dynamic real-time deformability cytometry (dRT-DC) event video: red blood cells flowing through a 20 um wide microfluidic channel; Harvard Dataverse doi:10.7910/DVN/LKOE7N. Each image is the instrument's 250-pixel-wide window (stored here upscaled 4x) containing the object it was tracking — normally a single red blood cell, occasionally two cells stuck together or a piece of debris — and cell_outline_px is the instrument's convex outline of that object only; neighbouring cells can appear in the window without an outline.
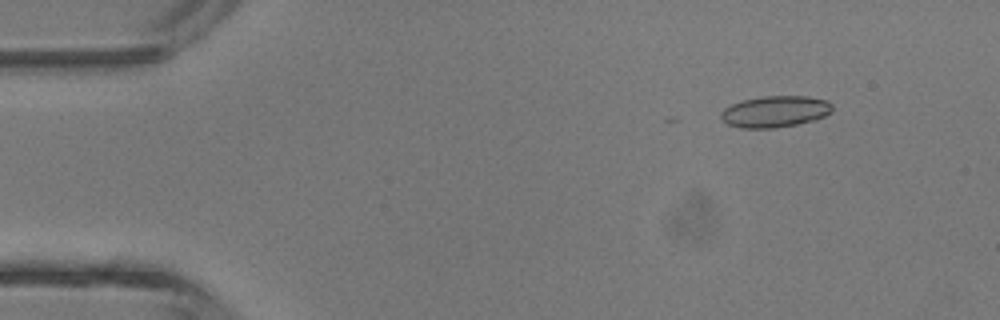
{"species": "common noctule bat (a hibernating species)", "species_latin": "Nyctalus noctula", "temperature_condition": "room temperature", "stored_images_in_passage": 12, "camera_frame_rate_fps": 3000, "um_per_image_px": 0.085, "animal": {"sex": "male", "body_mass_g": 13.3}, "frame": {"image": 1, "passage_image": 4, "time_ms": 1.0, "image_size_px": [1000, 320], "cell_outline_px": [[832, 112], [816, 120], [776, 128], [740, 128], [728, 124], [720, 116], [720, 112], [724, 108], [732, 104], [744, 100], [764, 96], [808, 96], [828, 100], [832, 104]], "centroid_in_image_um": [65.91, 9.48], "position_along_channel_um": 19.1, "area_um2": 20.46}}